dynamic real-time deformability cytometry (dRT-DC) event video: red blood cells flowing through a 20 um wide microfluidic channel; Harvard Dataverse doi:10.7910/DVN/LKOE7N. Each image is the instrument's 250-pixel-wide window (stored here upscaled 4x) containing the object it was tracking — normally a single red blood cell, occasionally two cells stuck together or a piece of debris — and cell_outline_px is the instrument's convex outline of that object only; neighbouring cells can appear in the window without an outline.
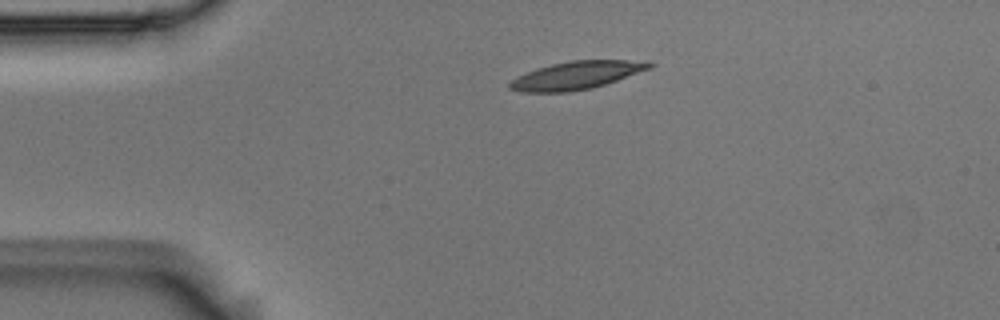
{"species": "Egyptian fruit bat (a non-hibernating species)", "species_latin": "Rousettus aegyptiacus", "temperature_condition": "room temperature", "stored_images_in_passage": 2, "camera_frame_rate_fps": 3000, "um_per_image_px": 0.085, "animal": {"sex": "male"}, "frame": {"image": 1, "passage_image": 1, "time_ms": 0.0, "image_size_px": [1000, 320], "cell_outline_px": [[656, 64], [652, 68], [592, 88], [568, 92], [520, 92], [508, 88], [508, 84], [516, 76], [536, 68], [552, 64], [572, 60], [652, 60]], "centroid_in_image_um": [49.03, 6.39], "position_along_channel_um": 36.0, "area_um2": 22.95}}